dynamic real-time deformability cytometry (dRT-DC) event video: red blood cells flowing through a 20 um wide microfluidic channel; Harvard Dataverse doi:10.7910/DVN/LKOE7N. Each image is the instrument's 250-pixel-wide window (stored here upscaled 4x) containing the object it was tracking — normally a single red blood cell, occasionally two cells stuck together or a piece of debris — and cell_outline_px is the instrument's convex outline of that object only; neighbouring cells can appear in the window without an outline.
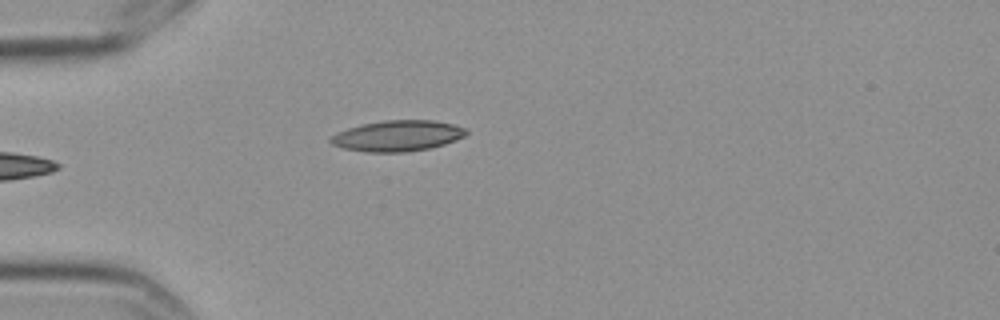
{"species": "Egyptian fruit bat (a non-hibernating species)", "species_latin": "Rousettus aegyptiacus", "temperature_condition": "cold", "stored_images_in_passage": 5, "camera_frame_rate_fps": 3000, "um_per_image_px": 0.085, "frame": {"image": 1, "passage_image": 5, "time_ms": 1.333, "image_size_px": [1000, 320], "cell_outline_px": [[468, 132], [464, 136], [456, 140], [444, 144], [428, 148], [404, 152], [368, 152], [344, 148], [332, 144], [328, 140], [332, 136], [348, 128], [360, 124], [384, 120], [436, 120], [468, 128]], "centroid_in_image_um": [33.82, 11.53], "position_along_channel_um": 51.2, "area_um2": 24.28}}